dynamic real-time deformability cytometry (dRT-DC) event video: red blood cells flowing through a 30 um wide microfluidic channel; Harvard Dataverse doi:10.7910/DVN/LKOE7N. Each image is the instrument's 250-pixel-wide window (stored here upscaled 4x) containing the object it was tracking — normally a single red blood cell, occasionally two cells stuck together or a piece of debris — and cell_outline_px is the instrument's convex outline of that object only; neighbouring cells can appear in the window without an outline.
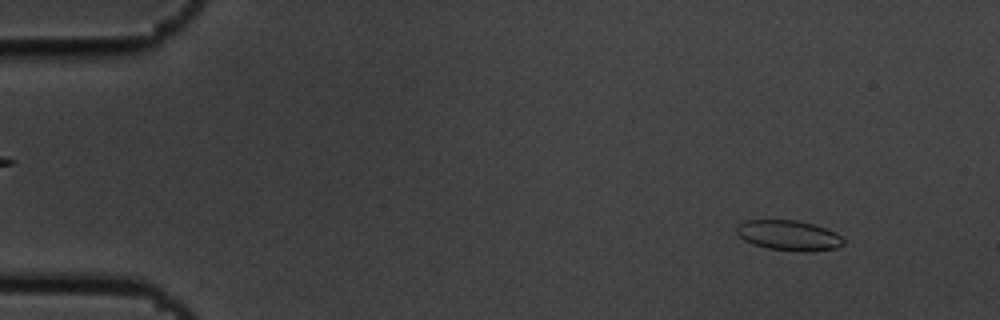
{"species": "common noctule bat (a hibernating species)", "species_latin": "Nyctalus noctula", "temperature_condition": "cold", "stored_images_in_passage": 52, "camera_frame_rate_fps": 3000, "um_per_image_px": 0.085, "animal": {"sex": "male", "body_mass_g": 19.5, "forearm_length_mm": 54.6}, "frame": {"image": 1, "passage_image": 3, "time_ms": 0.667, "image_size_px": [1000, 320], "cell_outline_px": [[844, 244], [836, 248], [768, 248], [752, 244], [744, 240], [736, 232], [736, 224], [744, 220], [796, 220], [812, 224], [836, 232], [844, 240]], "centroid_in_image_um": [66.94, 19.94], "position_along_channel_um": 18.1, "area_um2": 17.8}}
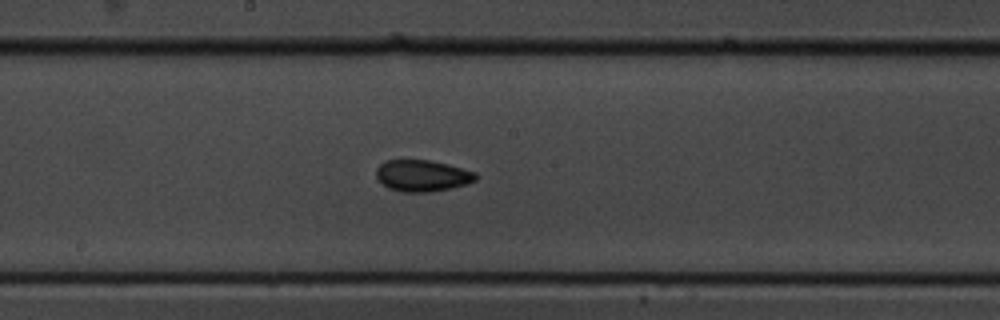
{"frame": {"image": 2, "passage_image": 27, "time_ms": 8.667, "image_size_px": [1000, 320], "cell_outline_px": [[476, 180], [452, 188], [428, 192], [404, 192], [388, 188], [376, 176], [376, 168], [380, 164], [388, 160], [428, 160], [448, 164], [476, 172]], "centroid_in_image_um": [35.89, 14.93], "position_along_channel_um": 212.3, "area_um2": 18.09}}
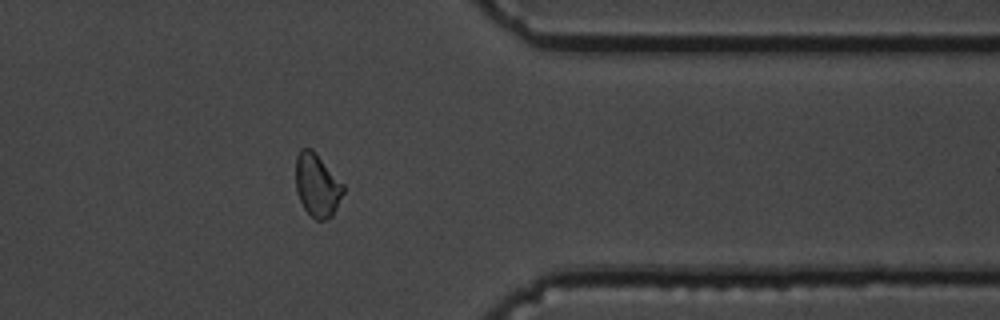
{"frame": {"image": 3, "passage_image": 42, "time_ms": 13.667, "image_size_px": [1000, 320], "cell_outline_px": [[344, 192], [332, 216], [324, 220], [316, 220], [304, 208], [300, 200], [296, 188], [296, 156], [300, 148], [312, 148], [344, 184]], "centroid_in_image_um": [26.96, 15.72], "position_along_channel_um": 384.4, "area_um2": 17.46}, "authors_computed_cell_mechanics": {"area_um2": 18.1781, "velocity_mm_per_s": 3.6601, "shape_relaxation_time_tau1_ms": 2.7899, "shape_relaxation_time_tau2_ms": 2.5378, "deformation_change_tau1": 0.0676, "deformation_change_tau2": 0.0699}}